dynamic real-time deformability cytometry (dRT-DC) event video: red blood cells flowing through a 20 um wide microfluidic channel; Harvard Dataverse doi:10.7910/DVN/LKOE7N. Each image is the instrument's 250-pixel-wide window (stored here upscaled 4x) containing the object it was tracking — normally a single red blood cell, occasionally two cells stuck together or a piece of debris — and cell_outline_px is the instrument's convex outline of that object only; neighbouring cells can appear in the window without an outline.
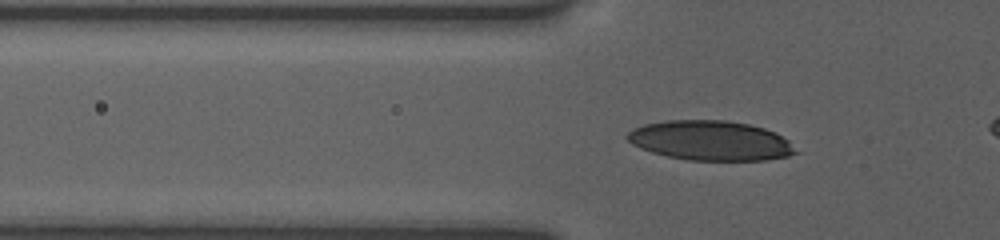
{"species": "human", "species_latin": "Homo sapiens", "temperature_condition": "room temperature", "stored_images_in_passage": 20, "camera_frame_rate_fps": 3000, "um_per_image_px": 0.085, "donor": {"sex": "female"}, "frame": {"image": 1, "passage_image": 12, "time_ms": 2.0, "image_size_px": [1000, 240], "cell_outline_px": [[800, 152], [788, 156], [764, 160], [688, 160], [668, 156], [652, 152], [640, 148], [632, 144], [624, 136], [628, 132], [644, 124], [664, 120], [724, 120], [748, 124], [764, 128], [788, 140]], "centroid_in_image_um": [60.38, 11.95], "position_along_channel_um": 65.4, "area_um2": 38.84}}